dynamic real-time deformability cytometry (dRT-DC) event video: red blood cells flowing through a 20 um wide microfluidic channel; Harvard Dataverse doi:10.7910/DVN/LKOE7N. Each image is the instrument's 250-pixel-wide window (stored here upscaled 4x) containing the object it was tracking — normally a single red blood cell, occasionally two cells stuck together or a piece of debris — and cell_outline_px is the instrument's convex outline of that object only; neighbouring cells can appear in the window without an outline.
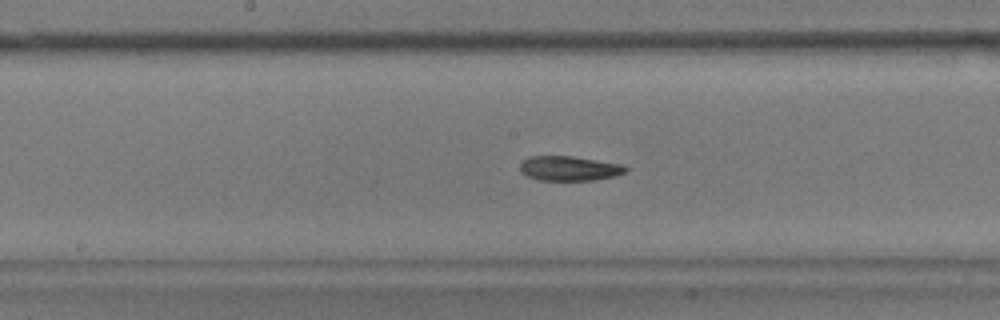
{"species": "common noctule bat (a hibernating species)", "species_latin": "Nyctalus noctula", "temperature_condition": "warm", "stored_images_in_passage": 55, "camera_frame_rate_fps": 3000, "um_per_image_px": 0.085, "animal": {"sex": "male", "body_mass_g": 17.9}, "frame": {"image": 1, "passage_image": 28, "time_ms": 9.0, "image_size_px": [1000, 320], "cell_outline_px": [[628, 172], [596, 180], [540, 180], [528, 176], [520, 168], [520, 164], [528, 156], [572, 156], [620, 164], [628, 168]], "centroid_in_image_um": [48.4, 14.31], "position_along_channel_um": 199.8, "area_um2": 14.97}}
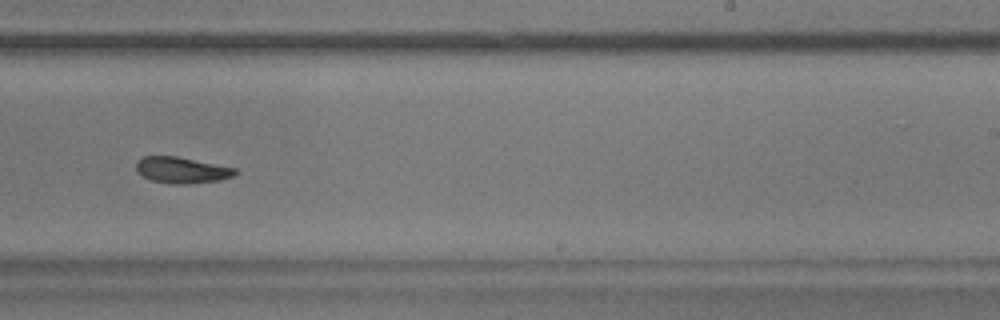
{"frame": {"image": 2, "passage_image": 34, "time_ms": 11.0, "image_size_px": [1000, 320], "cell_outline_px": [[240, 172], [232, 176], [220, 180], [184, 184], [172, 184], [152, 180], [136, 172], [136, 160], [144, 156], [176, 156], [236, 168]], "centroid_in_image_um": [15.44, 14.45], "position_along_channel_um": 273.6, "area_um2": 15.09}}
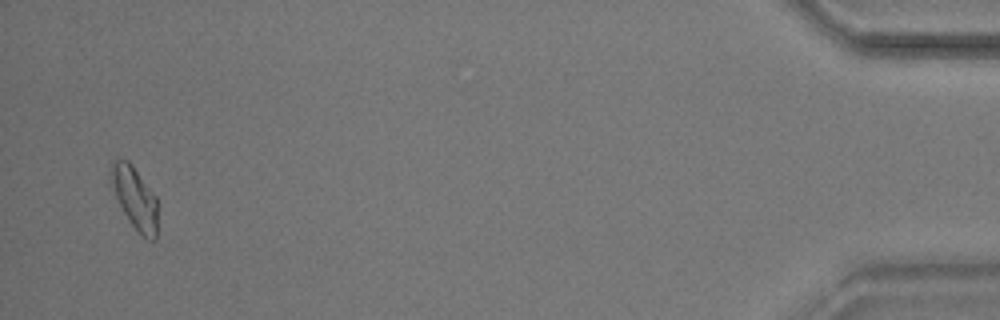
{"frame": {"image": 3, "passage_image": 53, "time_ms": 17.333, "image_size_px": [1000, 320], "cell_outline_px": [[156, 240], [152, 240], [144, 236], [128, 220], [112, 188], [108, 176], [108, 172], [112, 160], [128, 160], [132, 164], [156, 196]], "centroid_in_image_um": [11.42, 16.74], "position_along_channel_um": 423.8, "area_um2": 16.7}, "authors_computed_cell_mechanics": {"area_um2": 15.895, "velocity_mm_per_s": 3.7007, "shape_relaxation_time_tau1_ms": 3.4495, "shape_relaxation_time_tau2_ms": 4.1753, "deformation_change_tau1": 0.1406, "deformation_change_tau2": 0.1071}}